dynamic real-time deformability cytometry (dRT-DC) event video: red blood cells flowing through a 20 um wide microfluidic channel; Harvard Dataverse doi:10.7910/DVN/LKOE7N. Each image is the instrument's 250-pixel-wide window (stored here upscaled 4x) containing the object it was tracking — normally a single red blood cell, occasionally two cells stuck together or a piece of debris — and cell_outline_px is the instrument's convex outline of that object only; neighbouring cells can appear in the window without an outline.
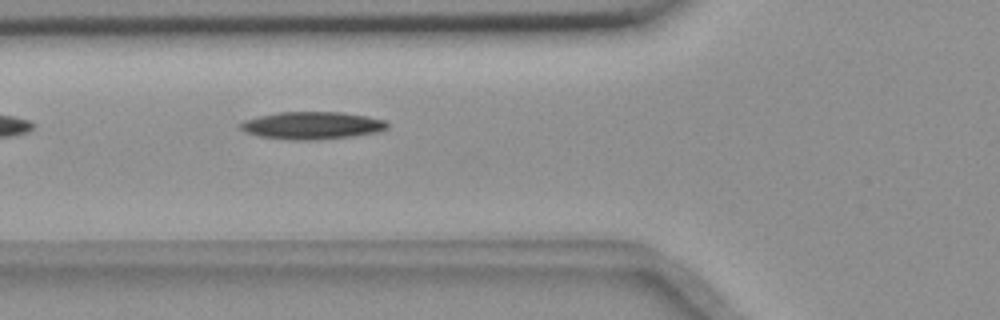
{"species": "common noctule bat (a hibernating species)", "species_latin": "Nyctalus noctula", "temperature_condition": "room temperature", "stored_images_in_passage": 4, "camera_frame_rate_fps": 3000, "um_per_image_px": 0.085, "animal": {"sex": "female", "body_mass_g": 18.4}, "frame": {"image": 1, "passage_image": 4, "time_ms": 1.0, "image_size_px": [1000, 320], "cell_outline_px": [[388, 128], [376, 132], [352, 136], [316, 140], [292, 140], [260, 136], [248, 132], [240, 128], [240, 124], [244, 120], [260, 116], [280, 112], [340, 112], [368, 116], [384, 120], [388, 124]], "centroid_in_image_um": [26.55, 10.66], "position_along_channel_um": 99.3, "area_um2": 23.29}}